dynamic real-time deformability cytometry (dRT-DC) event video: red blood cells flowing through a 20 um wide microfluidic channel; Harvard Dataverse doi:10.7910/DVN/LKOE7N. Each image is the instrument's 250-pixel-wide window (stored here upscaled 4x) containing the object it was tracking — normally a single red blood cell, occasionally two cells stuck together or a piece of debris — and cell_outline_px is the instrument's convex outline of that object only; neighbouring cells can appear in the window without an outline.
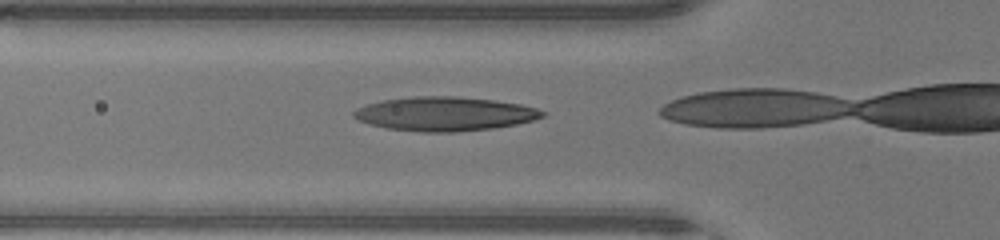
{"species": "human", "species_latin": "Homo sapiens", "temperature_condition": "warm", "stored_images_in_passage": 6, "camera_frame_rate_fps": 3000, "um_per_image_px": 0.085, "donor": {"sex": "male"}, "frame": {"image": 1, "passage_image": 2, "time_ms": 0.333, "image_size_px": [1000, 240], "cell_outline_px": [[548, 112], [544, 116], [532, 120], [516, 124], [492, 128], [456, 132], [420, 132], [388, 128], [368, 124], [352, 116], [352, 112], [356, 108], [380, 100], [412, 96], [460, 96], [492, 100], [520, 104], [536, 108]], "centroid_in_image_um": [37.78, 9.67], "position_along_channel_um": 88.0, "area_um2": 37.51}}
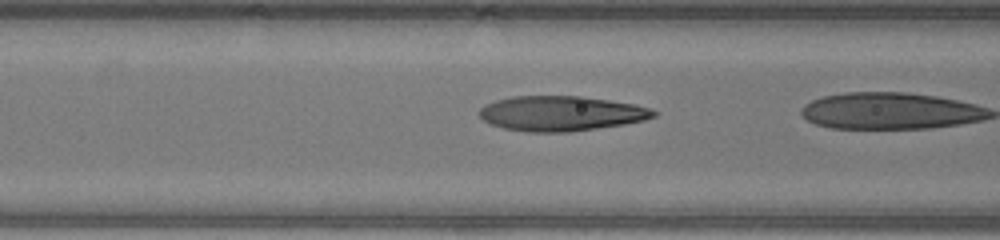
{"frame": {"image": 2, "passage_image": 4, "time_ms": 1.0, "image_size_px": [1000, 240], "cell_outline_px": [[660, 112], [656, 116], [644, 120], [624, 124], [568, 132], [528, 132], [504, 128], [492, 124], [484, 120], [480, 116], [480, 108], [484, 104], [496, 100], [512, 96], [584, 96], [636, 104]], "centroid_in_image_um": [47.71, 9.63], "position_along_channel_um": 118.9, "area_um2": 35.55}}